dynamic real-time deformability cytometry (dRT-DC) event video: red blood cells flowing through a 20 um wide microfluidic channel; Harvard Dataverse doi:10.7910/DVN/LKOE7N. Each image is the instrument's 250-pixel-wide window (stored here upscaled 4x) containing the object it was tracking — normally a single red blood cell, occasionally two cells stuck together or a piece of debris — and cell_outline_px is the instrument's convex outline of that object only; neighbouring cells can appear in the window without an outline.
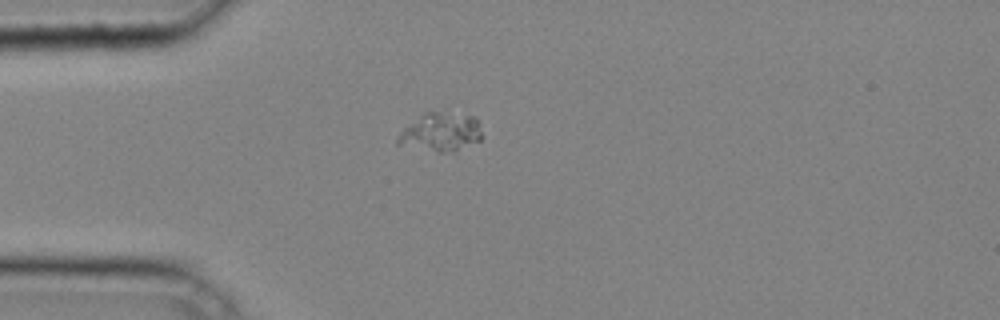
{"species": "common noctule bat (a hibernating species)", "species_latin": "Nyctalus noctula", "temperature_condition": "cold", "stored_images_in_passage": 30, "camera_frame_rate_fps": 3000, "um_per_image_px": 0.085, "animal": {"sex": "male", "body_mass_g": 20.4}, "frame": {"image": 1, "passage_image": 1, "time_ms": 0.0, "image_size_px": [1000, 320], "cell_outline_px": [[484, 136], [480, 140], [452, 152], [440, 152], [396, 144], [396, 140], [400, 132], [404, 128], [424, 112], [436, 112], [476, 116]], "centroid_in_image_um": [37.49, 11.23], "position_along_channel_um": 47.5, "area_um2": 18.79}}
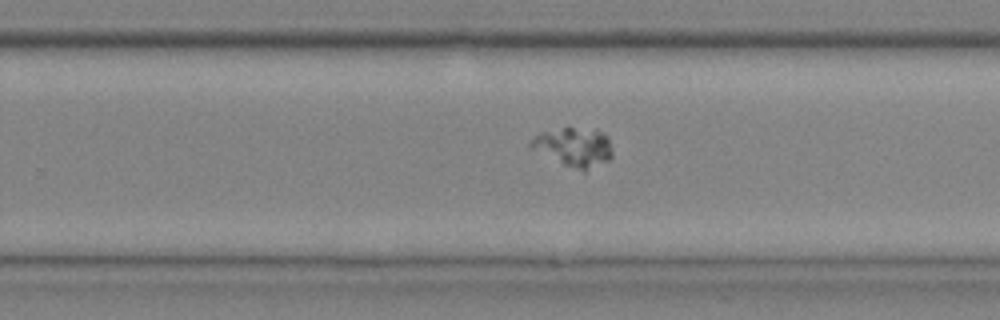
{"frame": {"image": 2, "passage_image": 17, "time_ms": 5.333, "image_size_px": [1000, 320], "cell_outline_px": [[612, 156], [608, 160], [584, 172], [564, 164], [532, 148], [528, 144], [540, 132], [564, 128], [596, 128], [608, 136], [612, 152]], "centroid_in_image_um": [48.84, 12.48], "position_along_channel_um": 281.0, "area_um2": 18.21}}
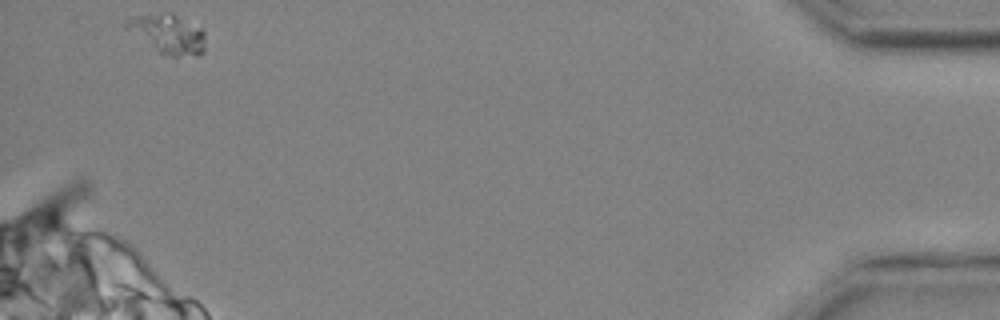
{"frame": {"image": 3, "passage_image": 30, "time_ms": 9.667, "image_size_px": [1000, 320], "cell_outline_px": [[204, 52], [196, 56], [168, 56], [160, 52], [124, 28], [124, 24], [136, 16], [164, 12], [172, 12], [200, 28], [204, 32]], "centroid_in_image_um": [14.3, 2.88], "position_along_channel_um": 420.9, "area_um2": 17.8}}